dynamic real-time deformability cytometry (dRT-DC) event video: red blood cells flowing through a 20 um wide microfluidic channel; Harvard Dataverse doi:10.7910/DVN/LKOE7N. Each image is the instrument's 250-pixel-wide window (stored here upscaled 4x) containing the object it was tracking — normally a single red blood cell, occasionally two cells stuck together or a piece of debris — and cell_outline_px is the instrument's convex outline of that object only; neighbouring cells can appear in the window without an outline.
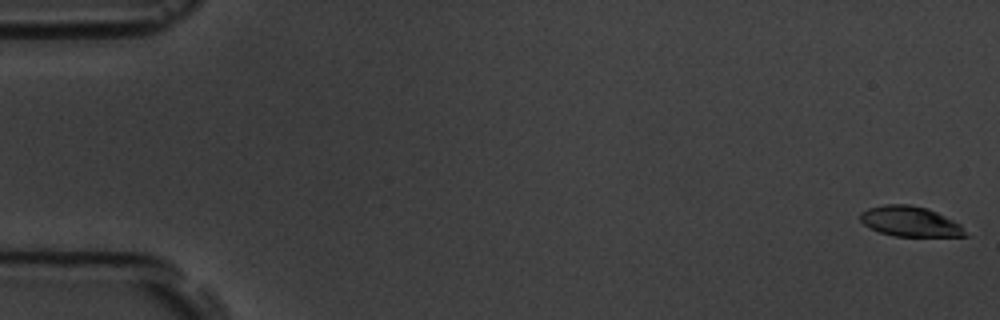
{"species": "common noctule bat (a hibernating species)", "species_latin": "Nyctalus noctula", "temperature_condition": "room temperature", "stored_images_in_passage": 5, "camera_frame_rate_fps": 3000, "um_per_image_px": 0.085, "animal": {"sex": "male", "body_mass_g": 19.5, "forearm_length_mm": 54.6}, "frame": {"image": 1, "passage_image": 1, "time_ms": 0.0, "image_size_px": [1000, 320], "cell_outline_px": [[968, 236], [896, 236], [880, 232], [864, 224], [860, 220], [860, 212], [868, 208], [884, 204], [908, 204], [928, 208], [960, 224]], "centroid_in_image_um": [77.34, 18.81], "position_along_channel_um": 7.7, "area_um2": 18.26}}
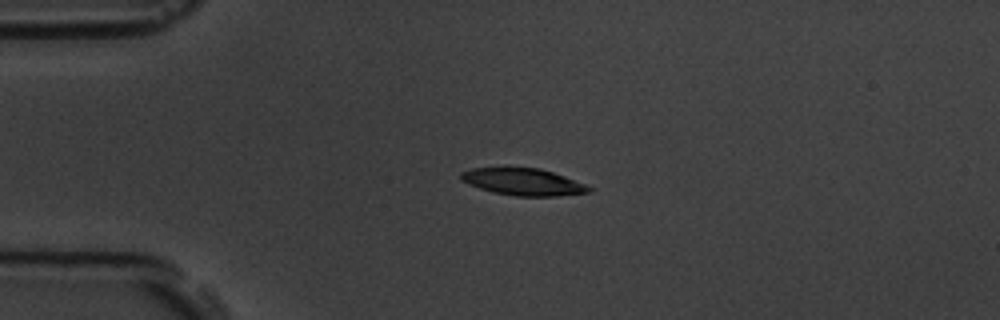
{"frame": {"image": 2, "passage_image": 4, "time_ms": 4.333, "image_size_px": [1000, 320], "cell_outline_px": [[592, 192], [556, 196], [516, 196], [492, 192], [468, 184], [460, 180], [460, 172], [472, 168], [504, 164], [540, 168], [564, 176], [584, 184], [592, 188]], "centroid_in_image_um": [44.38, 15.4], "position_along_channel_um": 40.6, "area_um2": 20.98}}